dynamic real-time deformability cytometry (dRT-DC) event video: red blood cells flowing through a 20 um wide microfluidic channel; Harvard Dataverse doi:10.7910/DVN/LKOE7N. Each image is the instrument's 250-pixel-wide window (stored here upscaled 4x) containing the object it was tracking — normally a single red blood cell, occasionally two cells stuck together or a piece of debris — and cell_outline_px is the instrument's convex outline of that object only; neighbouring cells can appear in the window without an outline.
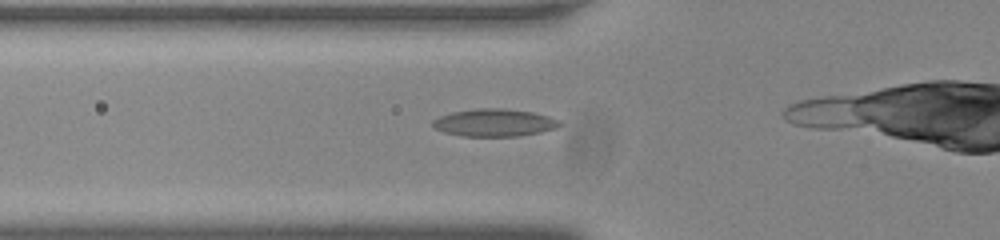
{"species": "common noctule bat (a hibernating species)", "species_latin": "Nyctalus noctula", "temperature_condition": "room temperature", "stored_images_in_passage": 15, "camera_frame_rate_fps": 3000, "um_per_image_px": 0.085, "animal": {"sex": "male", "body_mass_g": 20.0, "forearm_length_mm": 53.3}, "frame": {"image": 1, "passage_image": 11, "time_ms": 3.333, "image_size_px": [1000, 240], "cell_outline_px": [[564, 124], [556, 128], [540, 132], [516, 136], [460, 136], [444, 132], [436, 128], [432, 124], [432, 120], [440, 116], [452, 112], [476, 108], [504, 108], [532, 112], [548, 116], [560, 120]], "centroid_in_image_um": [42.03, 10.42], "position_along_channel_um": 83.8, "area_um2": 20.4}}